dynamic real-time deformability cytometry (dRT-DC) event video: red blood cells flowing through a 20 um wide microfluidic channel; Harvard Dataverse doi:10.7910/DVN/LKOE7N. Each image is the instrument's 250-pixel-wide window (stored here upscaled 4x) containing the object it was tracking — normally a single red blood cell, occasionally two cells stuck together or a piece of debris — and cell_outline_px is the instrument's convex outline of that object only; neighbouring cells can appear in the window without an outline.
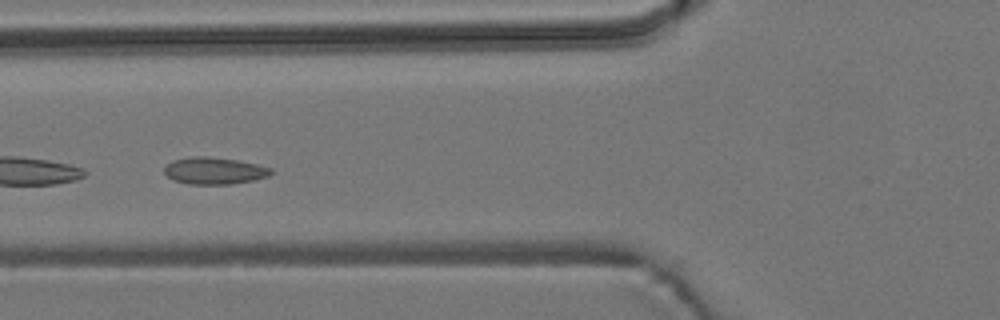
{"species": "common noctule bat (a hibernating species)", "species_latin": "Nyctalus noctula", "temperature_condition": "room temperature", "stored_images_in_passage": 5, "camera_frame_rate_fps": 3000, "um_per_image_px": 0.085, "animal": {"sex": "male", "body_mass_g": 19.2, "forearm_length_mm": 51.8}, "frame": {"image": 1, "passage_image": 3, "time_ms": 2.333, "image_size_px": [1000, 320], "cell_outline_px": [[272, 172], [268, 176], [252, 180], [232, 184], [188, 184], [172, 180], [164, 172], [164, 164], [172, 160], [192, 156], [208, 156], [236, 160], [256, 164], [272, 168]], "centroid_in_image_um": [18.16, 14.51], "position_along_channel_um": 107.6, "area_um2": 16.82}}